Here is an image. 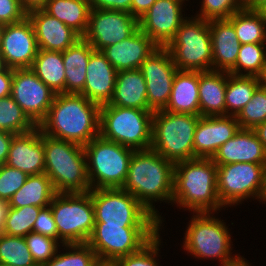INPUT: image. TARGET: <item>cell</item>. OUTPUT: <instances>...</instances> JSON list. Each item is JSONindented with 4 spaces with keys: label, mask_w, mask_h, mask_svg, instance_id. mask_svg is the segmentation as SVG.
<instances>
[{
    "label": "cell",
    "mask_w": 266,
    "mask_h": 266,
    "mask_svg": "<svg viewBox=\"0 0 266 266\" xmlns=\"http://www.w3.org/2000/svg\"><path fill=\"white\" fill-rule=\"evenodd\" d=\"M100 106L76 93L56 94L45 119L43 134L85 146L99 136Z\"/></svg>",
    "instance_id": "obj_1"
},
{
    "label": "cell",
    "mask_w": 266,
    "mask_h": 266,
    "mask_svg": "<svg viewBox=\"0 0 266 266\" xmlns=\"http://www.w3.org/2000/svg\"><path fill=\"white\" fill-rule=\"evenodd\" d=\"M174 163L153 149L134 150L122 189L131 193L158 221L152 200L173 197ZM157 199V200H156Z\"/></svg>",
    "instance_id": "obj_2"
},
{
    "label": "cell",
    "mask_w": 266,
    "mask_h": 266,
    "mask_svg": "<svg viewBox=\"0 0 266 266\" xmlns=\"http://www.w3.org/2000/svg\"><path fill=\"white\" fill-rule=\"evenodd\" d=\"M172 201L203 213L223 206L217 193V165L211 158L174 163Z\"/></svg>",
    "instance_id": "obj_3"
},
{
    "label": "cell",
    "mask_w": 266,
    "mask_h": 266,
    "mask_svg": "<svg viewBox=\"0 0 266 266\" xmlns=\"http://www.w3.org/2000/svg\"><path fill=\"white\" fill-rule=\"evenodd\" d=\"M44 173L57 193H84L91 189L84 146L43 134Z\"/></svg>",
    "instance_id": "obj_4"
},
{
    "label": "cell",
    "mask_w": 266,
    "mask_h": 266,
    "mask_svg": "<svg viewBox=\"0 0 266 266\" xmlns=\"http://www.w3.org/2000/svg\"><path fill=\"white\" fill-rule=\"evenodd\" d=\"M199 115L153 112L151 149L173 163L194 159V134Z\"/></svg>",
    "instance_id": "obj_5"
},
{
    "label": "cell",
    "mask_w": 266,
    "mask_h": 266,
    "mask_svg": "<svg viewBox=\"0 0 266 266\" xmlns=\"http://www.w3.org/2000/svg\"><path fill=\"white\" fill-rule=\"evenodd\" d=\"M152 110L100 106L99 135L134 150L151 148Z\"/></svg>",
    "instance_id": "obj_6"
},
{
    "label": "cell",
    "mask_w": 266,
    "mask_h": 266,
    "mask_svg": "<svg viewBox=\"0 0 266 266\" xmlns=\"http://www.w3.org/2000/svg\"><path fill=\"white\" fill-rule=\"evenodd\" d=\"M84 150L86 159L90 160V163L87 162V173L91 189L122 188L134 149L99 135L86 144Z\"/></svg>",
    "instance_id": "obj_7"
},
{
    "label": "cell",
    "mask_w": 266,
    "mask_h": 266,
    "mask_svg": "<svg viewBox=\"0 0 266 266\" xmlns=\"http://www.w3.org/2000/svg\"><path fill=\"white\" fill-rule=\"evenodd\" d=\"M61 243H87L95 225L90 192L57 193L50 204Z\"/></svg>",
    "instance_id": "obj_8"
},
{
    "label": "cell",
    "mask_w": 266,
    "mask_h": 266,
    "mask_svg": "<svg viewBox=\"0 0 266 266\" xmlns=\"http://www.w3.org/2000/svg\"><path fill=\"white\" fill-rule=\"evenodd\" d=\"M166 48L178 70H212V42L207 20L196 17L193 21L185 19Z\"/></svg>",
    "instance_id": "obj_9"
},
{
    "label": "cell",
    "mask_w": 266,
    "mask_h": 266,
    "mask_svg": "<svg viewBox=\"0 0 266 266\" xmlns=\"http://www.w3.org/2000/svg\"><path fill=\"white\" fill-rule=\"evenodd\" d=\"M160 225H105L95 222L87 244L98 259L117 260L139 251L159 231Z\"/></svg>",
    "instance_id": "obj_10"
},
{
    "label": "cell",
    "mask_w": 266,
    "mask_h": 266,
    "mask_svg": "<svg viewBox=\"0 0 266 266\" xmlns=\"http://www.w3.org/2000/svg\"><path fill=\"white\" fill-rule=\"evenodd\" d=\"M186 231L185 249L199 258H219L221 266H238L244 260L230 256L231 240L221 220L211 218L209 212L196 213ZM231 257V258H230Z\"/></svg>",
    "instance_id": "obj_11"
},
{
    "label": "cell",
    "mask_w": 266,
    "mask_h": 266,
    "mask_svg": "<svg viewBox=\"0 0 266 266\" xmlns=\"http://www.w3.org/2000/svg\"><path fill=\"white\" fill-rule=\"evenodd\" d=\"M95 222L105 225H159V221L129 192L122 188L89 190Z\"/></svg>",
    "instance_id": "obj_12"
},
{
    "label": "cell",
    "mask_w": 266,
    "mask_h": 266,
    "mask_svg": "<svg viewBox=\"0 0 266 266\" xmlns=\"http://www.w3.org/2000/svg\"><path fill=\"white\" fill-rule=\"evenodd\" d=\"M266 164L238 162L217 165V193L221 203L234 205L255 196L262 200L265 190Z\"/></svg>",
    "instance_id": "obj_13"
},
{
    "label": "cell",
    "mask_w": 266,
    "mask_h": 266,
    "mask_svg": "<svg viewBox=\"0 0 266 266\" xmlns=\"http://www.w3.org/2000/svg\"><path fill=\"white\" fill-rule=\"evenodd\" d=\"M138 28V19L129 12L91 8L88 27L82 38L94 50L101 51L130 37Z\"/></svg>",
    "instance_id": "obj_14"
},
{
    "label": "cell",
    "mask_w": 266,
    "mask_h": 266,
    "mask_svg": "<svg viewBox=\"0 0 266 266\" xmlns=\"http://www.w3.org/2000/svg\"><path fill=\"white\" fill-rule=\"evenodd\" d=\"M55 95L30 68L13 69L11 97L36 126L45 119Z\"/></svg>",
    "instance_id": "obj_15"
},
{
    "label": "cell",
    "mask_w": 266,
    "mask_h": 266,
    "mask_svg": "<svg viewBox=\"0 0 266 266\" xmlns=\"http://www.w3.org/2000/svg\"><path fill=\"white\" fill-rule=\"evenodd\" d=\"M140 70L146 81L147 102L154 112L167 106L174 77L178 71L166 47L155 49L141 64Z\"/></svg>",
    "instance_id": "obj_16"
},
{
    "label": "cell",
    "mask_w": 266,
    "mask_h": 266,
    "mask_svg": "<svg viewBox=\"0 0 266 266\" xmlns=\"http://www.w3.org/2000/svg\"><path fill=\"white\" fill-rule=\"evenodd\" d=\"M38 50L35 31L28 17L3 26L0 53L7 68H31Z\"/></svg>",
    "instance_id": "obj_17"
},
{
    "label": "cell",
    "mask_w": 266,
    "mask_h": 266,
    "mask_svg": "<svg viewBox=\"0 0 266 266\" xmlns=\"http://www.w3.org/2000/svg\"><path fill=\"white\" fill-rule=\"evenodd\" d=\"M182 2V0H156L138 19L139 29L159 47H166L185 20L181 15Z\"/></svg>",
    "instance_id": "obj_18"
},
{
    "label": "cell",
    "mask_w": 266,
    "mask_h": 266,
    "mask_svg": "<svg viewBox=\"0 0 266 266\" xmlns=\"http://www.w3.org/2000/svg\"><path fill=\"white\" fill-rule=\"evenodd\" d=\"M239 129L235 116H200L194 134V158H212Z\"/></svg>",
    "instance_id": "obj_19"
},
{
    "label": "cell",
    "mask_w": 266,
    "mask_h": 266,
    "mask_svg": "<svg viewBox=\"0 0 266 266\" xmlns=\"http://www.w3.org/2000/svg\"><path fill=\"white\" fill-rule=\"evenodd\" d=\"M6 164L27 175L44 173L43 133L38 126L29 132L13 136Z\"/></svg>",
    "instance_id": "obj_20"
},
{
    "label": "cell",
    "mask_w": 266,
    "mask_h": 266,
    "mask_svg": "<svg viewBox=\"0 0 266 266\" xmlns=\"http://www.w3.org/2000/svg\"><path fill=\"white\" fill-rule=\"evenodd\" d=\"M27 17L33 25L39 49L63 52L82 38L42 8L27 11Z\"/></svg>",
    "instance_id": "obj_21"
},
{
    "label": "cell",
    "mask_w": 266,
    "mask_h": 266,
    "mask_svg": "<svg viewBox=\"0 0 266 266\" xmlns=\"http://www.w3.org/2000/svg\"><path fill=\"white\" fill-rule=\"evenodd\" d=\"M117 73L101 51L93 50L87 65L85 86L79 94L99 106L109 104Z\"/></svg>",
    "instance_id": "obj_22"
},
{
    "label": "cell",
    "mask_w": 266,
    "mask_h": 266,
    "mask_svg": "<svg viewBox=\"0 0 266 266\" xmlns=\"http://www.w3.org/2000/svg\"><path fill=\"white\" fill-rule=\"evenodd\" d=\"M159 46L139 28L128 38L101 50L119 72L140 69L142 62Z\"/></svg>",
    "instance_id": "obj_23"
},
{
    "label": "cell",
    "mask_w": 266,
    "mask_h": 266,
    "mask_svg": "<svg viewBox=\"0 0 266 266\" xmlns=\"http://www.w3.org/2000/svg\"><path fill=\"white\" fill-rule=\"evenodd\" d=\"M211 159L216 165L238 162L266 164V151L253 129L240 128Z\"/></svg>",
    "instance_id": "obj_24"
},
{
    "label": "cell",
    "mask_w": 266,
    "mask_h": 266,
    "mask_svg": "<svg viewBox=\"0 0 266 266\" xmlns=\"http://www.w3.org/2000/svg\"><path fill=\"white\" fill-rule=\"evenodd\" d=\"M209 28L212 42V70L229 72L236 64L241 45L233 23L229 19L210 20Z\"/></svg>",
    "instance_id": "obj_25"
},
{
    "label": "cell",
    "mask_w": 266,
    "mask_h": 266,
    "mask_svg": "<svg viewBox=\"0 0 266 266\" xmlns=\"http://www.w3.org/2000/svg\"><path fill=\"white\" fill-rule=\"evenodd\" d=\"M166 111L200 116L199 71L178 70L173 80Z\"/></svg>",
    "instance_id": "obj_26"
},
{
    "label": "cell",
    "mask_w": 266,
    "mask_h": 266,
    "mask_svg": "<svg viewBox=\"0 0 266 266\" xmlns=\"http://www.w3.org/2000/svg\"><path fill=\"white\" fill-rule=\"evenodd\" d=\"M109 105L151 110L147 102L146 81L140 69L117 73L114 93Z\"/></svg>",
    "instance_id": "obj_27"
},
{
    "label": "cell",
    "mask_w": 266,
    "mask_h": 266,
    "mask_svg": "<svg viewBox=\"0 0 266 266\" xmlns=\"http://www.w3.org/2000/svg\"><path fill=\"white\" fill-rule=\"evenodd\" d=\"M226 87L227 72L214 70L199 72L200 116L226 115Z\"/></svg>",
    "instance_id": "obj_28"
},
{
    "label": "cell",
    "mask_w": 266,
    "mask_h": 266,
    "mask_svg": "<svg viewBox=\"0 0 266 266\" xmlns=\"http://www.w3.org/2000/svg\"><path fill=\"white\" fill-rule=\"evenodd\" d=\"M94 48L83 38L62 52L65 69V93L79 94L86 80V70Z\"/></svg>",
    "instance_id": "obj_29"
},
{
    "label": "cell",
    "mask_w": 266,
    "mask_h": 266,
    "mask_svg": "<svg viewBox=\"0 0 266 266\" xmlns=\"http://www.w3.org/2000/svg\"><path fill=\"white\" fill-rule=\"evenodd\" d=\"M57 194L50 178L45 174L28 175L22 187L8 201L9 207H46Z\"/></svg>",
    "instance_id": "obj_30"
},
{
    "label": "cell",
    "mask_w": 266,
    "mask_h": 266,
    "mask_svg": "<svg viewBox=\"0 0 266 266\" xmlns=\"http://www.w3.org/2000/svg\"><path fill=\"white\" fill-rule=\"evenodd\" d=\"M42 9L81 37L85 34L91 10L90 0H47Z\"/></svg>",
    "instance_id": "obj_31"
},
{
    "label": "cell",
    "mask_w": 266,
    "mask_h": 266,
    "mask_svg": "<svg viewBox=\"0 0 266 266\" xmlns=\"http://www.w3.org/2000/svg\"><path fill=\"white\" fill-rule=\"evenodd\" d=\"M30 69L56 94L65 93L62 52L39 49Z\"/></svg>",
    "instance_id": "obj_32"
},
{
    "label": "cell",
    "mask_w": 266,
    "mask_h": 266,
    "mask_svg": "<svg viewBox=\"0 0 266 266\" xmlns=\"http://www.w3.org/2000/svg\"><path fill=\"white\" fill-rule=\"evenodd\" d=\"M259 86L260 79L257 76L233 75L227 72V87L225 90L226 115L232 109L229 114L236 117L251 100Z\"/></svg>",
    "instance_id": "obj_33"
},
{
    "label": "cell",
    "mask_w": 266,
    "mask_h": 266,
    "mask_svg": "<svg viewBox=\"0 0 266 266\" xmlns=\"http://www.w3.org/2000/svg\"><path fill=\"white\" fill-rule=\"evenodd\" d=\"M228 19L233 23L240 44L266 42V22L257 10L244 8Z\"/></svg>",
    "instance_id": "obj_34"
},
{
    "label": "cell",
    "mask_w": 266,
    "mask_h": 266,
    "mask_svg": "<svg viewBox=\"0 0 266 266\" xmlns=\"http://www.w3.org/2000/svg\"><path fill=\"white\" fill-rule=\"evenodd\" d=\"M36 127L11 95L0 98V130L23 134Z\"/></svg>",
    "instance_id": "obj_35"
},
{
    "label": "cell",
    "mask_w": 266,
    "mask_h": 266,
    "mask_svg": "<svg viewBox=\"0 0 266 266\" xmlns=\"http://www.w3.org/2000/svg\"><path fill=\"white\" fill-rule=\"evenodd\" d=\"M0 263L12 266H38L21 236L0 233Z\"/></svg>",
    "instance_id": "obj_36"
},
{
    "label": "cell",
    "mask_w": 266,
    "mask_h": 266,
    "mask_svg": "<svg viewBox=\"0 0 266 266\" xmlns=\"http://www.w3.org/2000/svg\"><path fill=\"white\" fill-rule=\"evenodd\" d=\"M264 47V43L241 44L236 64L228 73L259 77L266 67V53ZM241 68L244 71L246 70L247 73H240Z\"/></svg>",
    "instance_id": "obj_37"
},
{
    "label": "cell",
    "mask_w": 266,
    "mask_h": 266,
    "mask_svg": "<svg viewBox=\"0 0 266 266\" xmlns=\"http://www.w3.org/2000/svg\"><path fill=\"white\" fill-rule=\"evenodd\" d=\"M41 208L30 205L21 208L9 207L2 233L25 237L33 232V225Z\"/></svg>",
    "instance_id": "obj_38"
},
{
    "label": "cell",
    "mask_w": 266,
    "mask_h": 266,
    "mask_svg": "<svg viewBox=\"0 0 266 266\" xmlns=\"http://www.w3.org/2000/svg\"><path fill=\"white\" fill-rule=\"evenodd\" d=\"M240 128L254 129L266 121V89L261 85L236 116Z\"/></svg>",
    "instance_id": "obj_39"
},
{
    "label": "cell",
    "mask_w": 266,
    "mask_h": 266,
    "mask_svg": "<svg viewBox=\"0 0 266 266\" xmlns=\"http://www.w3.org/2000/svg\"><path fill=\"white\" fill-rule=\"evenodd\" d=\"M73 252L55 255L42 266H93L98 257L87 243L64 244Z\"/></svg>",
    "instance_id": "obj_40"
},
{
    "label": "cell",
    "mask_w": 266,
    "mask_h": 266,
    "mask_svg": "<svg viewBox=\"0 0 266 266\" xmlns=\"http://www.w3.org/2000/svg\"><path fill=\"white\" fill-rule=\"evenodd\" d=\"M28 249L38 266L49 262L58 252L57 241L39 233L30 232L25 237Z\"/></svg>",
    "instance_id": "obj_41"
},
{
    "label": "cell",
    "mask_w": 266,
    "mask_h": 266,
    "mask_svg": "<svg viewBox=\"0 0 266 266\" xmlns=\"http://www.w3.org/2000/svg\"><path fill=\"white\" fill-rule=\"evenodd\" d=\"M245 8V0H203L201 13L196 16L203 20L228 19L236 11Z\"/></svg>",
    "instance_id": "obj_42"
},
{
    "label": "cell",
    "mask_w": 266,
    "mask_h": 266,
    "mask_svg": "<svg viewBox=\"0 0 266 266\" xmlns=\"http://www.w3.org/2000/svg\"><path fill=\"white\" fill-rule=\"evenodd\" d=\"M159 233H157L146 245L139 251L130 255L118 258L116 261L118 266H158L155 256L159 246Z\"/></svg>",
    "instance_id": "obj_43"
},
{
    "label": "cell",
    "mask_w": 266,
    "mask_h": 266,
    "mask_svg": "<svg viewBox=\"0 0 266 266\" xmlns=\"http://www.w3.org/2000/svg\"><path fill=\"white\" fill-rule=\"evenodd\" d=\"M28 175L19 169L0 165V199L9 201L11 197L25 183Z\"/></svg>",
    "instance_id": "obj_44"
},
{
    "label": "cell",
    "mask_w": 266,
    "mask_h": 266,
    "mask_svg": "<svg viewBox=\"0 0 266 266\" xmlns=\"http://www.w3.org/2000/svg\"><path fill=\"white\" fill-rule=\"evenodd\" d=\"M27 17L20 0H0V24H14Z\"/></svg>",
    "instance_id": "obj_45"
},
{
    "label": "cell",
    "mask_w": 266,
    "mask_h": 266,
    "mask_svg": "<svg viewBox=\"0 0 266 266\" xmlns=\"http://www.w3.org/2000/svg\"><path fill=\"white\" fill-rule=\"evenodd\" d=\"M33 232L58 239V231L50 205L40 209L33 225Z\"/></svg>",
    "instance_id": "obj_46"
},
{
    "label": "cell",
    "mask_w": 266,
    "mask_h": 266,
    "mask_svg": "<svg viewBox=\"0 0 266 266\" xmlns=\"http://www.w3.org/2000/svg\"><path fill=\"white\" fill-rule=\"evenodd\" d=\"M132 0H90V7L94 9L117 10L130 13Z\"/></svg>",
    "instance_id": "obj_47"
},
{
    "label": "cell",
    "mask_w": 266,
    "mask_h": 266,
    "mask_svg": "<svg viewBox=\"0 0 266 266\" xmlns=\"http://www.w3.org/2000/svg\"><path fill=\"white\" fill-rule=\"evenodd\" d=\"M13 69L6 68L0 73V98L11 95Z\"/></svg>",
    "instance_id": "obj_48"
},
{
    "label": "cell",
    "mask_w": 266,
    "mask_h": 266,
    "mask_svg": "<svg viewBox=\"0 0 266 266\" xmlns=\"http://www.w3.org/2000/svg\"><path fill=\"white\" fill-rule=\"evenodd\" d=\"M15 134L0 130V165L6 164L10 145Z\"/></svg>",
    "instance_id": "obj_49"
},
{
    "label": "cell",
    "mask_w": 266,
    "mask_h": 266,
    "mask_svg": "<svg viewBox=\"0 0 266 266\" xmlns=\"http://www.w3.org/2000/svg\"><path fill=\"white\" fill-rule=\"evenodd\" d=\"M155 2L156 0H132L130 14L139 19Z\"/></svg>",
    "instance_id": "obj_50"
},
{
    "label": "cell",
    "mask_w": 266,
    "mask_h": 266,
    "mask_svg": "<svg viewBox=\"0 0 266 266\" xmlns=\"http://www.w3.org/2000/svg\"><path fill=\"white\" fill-rule=\"evenodd\" d=\"M253 130L266 151V121L257 125Z\"/></svg>",
    "instance_id": "obj_51"
},
{
    "label": "cell",
    "mask_w": 266,
    "mask_h": 266,
    "mask_svg": "<svg viewBox=\"0 0 266 266\" xmlns=\"http://www.w3.org/2000/svg\"><path fill=\"white\" fill-rule=\"evenodd\" d=\"M47 0H20L22 6L27 10L42 8Z\"/></svg>",
    "instance_id": "obj_52"
},
{
    "label": "cell",
    "mask_w": 266,
    "mask_h": 266,
    "mask_svg": "<svg viewBox=\"0 0 266 266\" xmlns=\"http://www.w3.org/2000/svg\"><path fill=\"white\" fill-rule=\"evenodd\" d=\"M8 208H9L8 202L0 199V233H2L4 227Z\"/></svg>",
    "instance_id": "obj_53"
},
{
    "label": "cell",
    "mask_w": 266,
    "mask_h": 266,
    "mask_svg": "<svg viewBox=\"0 0 266 266\" xmlns=\"http://www.w3.org/2000/svg\"><path fill=\"white\" fill-rule=\"evenodd\" d=\"M266 0H245V8L257 10Z\"/></svg>",
    "instance_id": "obj_54"
},
{
    "label": "cell",
    "mask_w": 266,
    "mask_h": 266,
    "mask_svg": "<svg viewBox=\"0 0 266 266\" xmlns=\"http://www.w3.org/2000/svg\"><path fill=\"white\" fill-rule=\"evenodd\" d=\"M93 266H118L115 260L97 259Z\"/></svg>",
    "instance_id": "obj_55"
},
{
    "label": "cell",
    "mask_w": 266,
    "mask_h": 266,
    "mask_svg": "<svg viewBox=\"0 0 266 266\" xmlns=\"http://www.w3.org/2000/svg\"><path fill=\"white\" fill-rule=\"evenodd\" d=\"M257 11L260 13V15L262 16V19L266 22V2L263 3L258 9Z\"/></svg>",
    "instance_id": "obj_56"
},
{
    "label": "cell",
    "mask_w": 266,
    "mask_h": 266,
    "mask_svg": "<svg viewBox=\"0 0 266 266\" xmlns=\"http://www.w3.org/2000/svg\"><path fill=\"white\" fill-rule=\"evenodd\" d=\"M260 85L266 89V67L263 69L262 74L259 76Z\"/></svg>",
    "instance_id": "obj_57"
},
{
    "label": "cell",
    "mask_w": 266,
    "mask_h": 266,
    "mask_svg": "<svg viewBox=\"0 0 266 266\" xmlns=\"http://www.w3.org/2000/svg\"><path fill=\"white\" fill-rule=\"evenodd\" d=\"M6 68H7V67H6V65H5V63H4L3 56H2L1 53H0V73H1L2 71H4Z\"/></svg>",
    "instance_id": "obj_58"
},
{
    "label": "cell",
    "mask_w": 266,
    "mask_h": 266,
    "mask_svg": "<svg viewBox=\"0 0 266 266\" xmlns=\"http://www.w3.org/2000/svg\"><path fill=\"white\" fill-rule=\"evenodd\" d=\"M262 200L266 201V179H265V190H264V194H263Z\"/></svg>",
    "instance_id": "obj_59"
},
{
    "label": "cell",
    "mask_w": 266,
    "mask_h": 266,
    "mask_svg": "<svg viewBox=\"0 0 266 266\" xmlns=\"http://www.w3.org/2000/svg\"><path fill=\"white\" fill-rule=\"evenodd\" d=\"M3 24H0V45H1V35H2V31H3Z\"/></svg>",
    "instance_id": "obj_60"
},
{
    "label": "cell",
    "mask_w": 266,
    "mask_h": 266,
    "mask_svg": "<svg viewBox=\"0 0 266 266\" xmlns=\"http://www.w3.org/2000/svg\"><path fill=\"white\" fill-rule=\"evenodd\" d=\"M238 266H249L248 263L246 261H243L241 264H239Z\"/></svg>",
    "instance_id": "obj_61"
},
{
    "label": "cell",
    "mask_w": 266,
    "mask_h": 266,
    "mask_svg": "<svg viewBox=\"0 0 266 266\" xmlns=\"http://www.w3.org/2000/svg\"><path fill=\"white\" fill-rule=\"evenodd\" d=\"M0 266H12V265H7V264H1L0 263Z\"/></svg>",
    "instance_id": "obj_62"
}]
</instances>
